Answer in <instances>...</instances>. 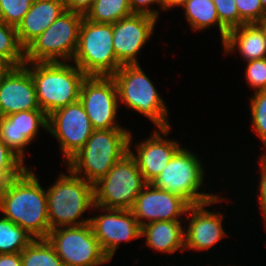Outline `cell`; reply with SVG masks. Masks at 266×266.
<instances>
[{
  "label": "cell",
  "mask_w": 266,
  "mask_h": 266,
  "mask_svg": "<svg viewBox=\"0 0 266 266\" xmlns=\"http://www.w3.org/2000/svg\"><path fill=\"white\" fill-rule=\"evenodd\" d=\"M113 24L95 23L85 17L72 61L86 76H112L122 65L112 44Z\"/></svg>",
  "instance_id": "obj_6"
},
{
  "label": "cell",
  "mask_w": 266,
  "mask_h": 266,
  "mask_svg": "<svg viewBox=\"0 0 266 266\" xmlns=\"http://www.w3.org/2000/svg\"><path fill=\"white\" fill-rule=\"evenodd\" d=\"M34 0H0L2 19L7 25L17 27L29 11Z\"/></svg>",
  "instance_id": "obj_29"
},
{
  "label": "cell",
  "mask_w": 266,
  "mask_h": 266,
  "mask_svg": "<svg viewBox=\"0 0 266 266\" xmlns=\"http://www.w3.org/2000/svg\"><path fill=\"white\" fill-rule=\"evenodd\" d=\"M250 114L253 131L262 141L266 150V90L256 91L250 97Z\"/></svg>",
  "instance_id": "obj_28"
},
{
  "label": "cell",
  "mask_w": 266,
  "mask_h": 266,
  "mask_svg": "<svg viewBox=\"0 0 266 266\" xmlns=\"http://www.w3.org/2000/svg\"><path fill=\"white\" fill-rule=\"evenodd\" d=\"M261 156L266 160V152L265 154H261Z\"/></svg>",
  "instance_id": "obj_43"
},
{
  "label": "cell",
  "mask_w": 266,
  "mask_h": 266,
  "mask_svg": "<svg viewBox=\"0 0 266 266\" xmlns=\"http://www.w3.org/2000/svg\"><path fill=\"white\" fill-rule=\"evenodd\" d=\"M22 266H64L47 239H34L20 252Z\"/></svg>",
  "instance_id": "obj_25"
},
{
  "label": "cell",
  "mask_w": 266,
  "mask_h": 266,
  "mask_svg": "<svg viewBox=\"0 0 266 266\" xmlns=\"http://www.w3.org/2000/svg\"><path fill=\"white\" fill-rule=\"evenodd\" d=\"M64 4V7L68 11L76 12L82 15L91 9V6L94 0H61Z\"/></svg>",
  "instance_id": "obj_36"
},
{
  "label": "cell",
  "mask_w": 266,
  "mask_h": 266,
  "mask_svg": "<svg viewBox=\"0 0 266 266\" xmlns=\"http://www.w3.org/2000/svg\"><path fill=\"white\" fill-rule=\"evenodd\" d=\"M261 24L266 28V14H265L264 20Z\"/></svg>",
  "instance_id": "obj_42"
},
{
  "label": "cell",
  "mask_w": 266,
  "mask_h": 266,
  "mask_svg": "<svg viewBox=\"0 0 266 266\" xmlns=\"http://www.w3.org/2000/svg\"><path fill=\"white\" fill-rule=\"evenodd\" d=\"M263 10L266 12V0H260Z\"/></svg>",
  "instance_id": "obj_41"
},
{
  "label": "cell",
  "mask_w": 266,
  "mask_h": 266,
  "mask_svg": "<svg viewBox=\"0 0 266 266\" xmlns=\"http://www.w3.org/2000/svg\"><path fill=\"white\" fill-rule=\"evenodd\" d=\"M131 14L130 0H94L84 17L95 23L114 24Z\"/></svg>",
  "instance_id": "obj_24"
},
{
  "label": "cell",
  "mask_w": 266,
  "mask_h": 266,
  "mask_svg": "<svg viewBox=\"0 0 266 266\" xmlns=\"http://www.w3.org/2000/svg\"><path fill=\"white\" fill-rule=\"evenodd\" d=\"M48 116L42 110H27L0 117V139L19 158L38 135L39 129L47 131ZM41 127V128H40Z\"/></svg>",
  "instance_id": "obj_19"
},
{
  "label": "cell",
  "mask_w": 266,
  "mask_h": 266,
  "mask_svg": "<svg viewBox=\"0 0 266 266\" xmlns=\"http://www.w3.org/2000/svg\"><path fill=\"white\" fill-rule=\"evenodd\" d=\"M67 170L68 175L61 173L46 189L50 230L90 223V217L80 218L94 207V186L69 168Z\"/></svg>",
  "instance_id": "obj_4"
},
{
  "label": "cell",
  "mask_w": 266,
  "mask_h": 266,
  "mask_svg": "<svg viewBox=\"0 0 266 266\" xmlns=\"http://www.w3.org/2000/svg\"><path fill=\"white\" fill-rule=\"evenodd\" d=\"M170 129L171 128H159V132L158 130L153 131L149 138L136 144L137 154L130 148L132 145L131 141H133L132 134H130L129 152L134 157L137 166L147 183L154 181L173 158L175 153L181 148V145L177 143V141L165 138L166 135L169 134Z\"/></svg>",
  "instance_id": "obj_18"
},
{
  "label": "cell",
  "mask_w": 266,
  "mask_h": 266,
  "mask_svg": "<svg viewBox=\"0 0 266 266\" xmlns=\"http://www.w3.org/2000/svg\"><path fill=\"white\" fill-rule=\"evenodd\" d=\"M0 266H22L20 253L0 254Z\"/></svg>",
  "instance_id": "obj_38"
},
{
  "label": "cell",
  "mask_w": 266,
  "mask_h": 266,
  "mask_svg": "<svg viewBox=\"0 0 266 266\" xmlns=\"http://www.w3.org/2000/svg\"><path fill=\"white\" fill-rule=\"evenodd\" d=\"M24 165V159H18L13 165L0 173V199L17 186L30 172Z\"/></svg>",
  "instance_id": "obj_30"
},
{
  "label": "cell",
  "mask_w": 266,
  "mask_h": 266,
  "mask_svg": "<svg viewBox=\"0 0 266 266\" xmlns=\"http://www.w3.org/2000/svg\"><path fill=\"white\" fill-rule=\"evenodd\" d=\"M93 209H101L105 213L90 217V225L100 247L110 260L121 242L141 238V226L131 210L105 209L96 205Z\"/></svg>",
  "instance_id": "obj_13"
},
{
  "label": "cell",
  "mask_w": 266,
  "mask_h": 266,
  "mask_svg": "<svg viewBox=\"0 0 266 266\" xmlns=\"http://www.w3.org/2000/svg\"><path fill=\"white\" fill-rule=\"evenodd\" d=\"M184 9L185 19L193 30H205L211 25H218L221 41L226 38L228 30L220 23L213 0H187L181 7Z\"/></svg>",
  "instance_id": "obj_23"
},
{
  "label": "cell",
  "mask_w": 266,
  "mask_h": 266,
  "mask_svg": "<svg viewBox=\"0 0 266 266\" xmlns=\"http://www.w3.org/2000/svg\"><path fill=\"white\" fill-rule=\"evenodd\" d=\"M148 183L130 152L94 186V205L105 209L131 210Z\"/></svg>",
  "instance_id": "obj_7"
},
{
  "label": "cell",
  "mask_w": 266,
  "mask_h": 266,
  "mask_svg": "<svg viewBox=\"0 0 266 266\" xmlns=\"http://www.w3.org/2000/svg\"><path fill=\"white\" fill-rule=\"evenodd\" d=\"M239 12V27L243 24L262 23L266 12L260 0H235Z\"/></svg>",
  "instance_id": "obj_31"
},
{
  "label": "cell",
  "mask_w": 266,
  "mask_h": 266,
  "mask_svg": "<svg viewBox=\"0 0 266 266\" xmlns=\"http://www.w3.org/2000/svg\"><path fill=\"white\" fill-rule=\"evenodd\" d=\"M245 79L256 91L266 90V58L247 61Z\"/></svg>",
  "instance_id": "obj_32"
},
{
  "label": "cell",
  "mask_w": 266,
  "mask_h": 266,
  "mask_svg": "<svg viewBox=\"0 0 266 266\" xmlns=\"http://www.w3.org/2000/svg\"><path fill=\"white\" fill-rule=\"evenodd\" d=\"M157 19L145 14H135L113 24L112 44L121 65L139 64L138 54L154 33Z\"/></svg>",
  "instance_id": "obj_14"
},
{
  "label": "cell",
  "mask_w": 266,
  "mask_h": 266,
  "mask_svg": "<svg viewBox=\"0 0 266 266\" xmlns=\"http://www.w3.org/2000/svg\"><path fill=\"white\" fill-rule=\"evenodd\" d=\"M224 52H240L245 61L266 58V28L261 23L243 24L228 31Z\"/></svg>",
  "instance_id": "obj_21"
},
{
  "label": "cell",
  "mask_w": 266,
  "mask_h": 266,
  "mask_svg": "<svg viewBox=\"0 0 266 266\" xmlns=\"http://www.w3.org/2000/svg\"><path fill=\"white\" fill-rule=\"evenodd\" d=\"M187 0H164V11H168L171 8L182 7Z\"/></svg>",
  "instance_id": "obj_39"
},
{
  "label": "cell",
  "mask_w": 266,
  "mask_h": 266,
  "mask_svg": "<svg viewBox=\"0 0 266 266\" xmlns=\"http://www.w3.org/2000/svg\"><path fill=\"white\" fill-rule=\"evenodd\" d=\"M202 166L195 153L181 147L151 184L184 198L190 205L206 203L218 194L199 192L205 174Z\"/></svg>",
  "instance_id": "obj_8"
},
{
  "label": "cell",
  "mask_w": 266,
  "mask_h": 266,
  "mask_svg": "<svg viewBox=\"0 0 266 266\" xmlns=\"http://www.w3.org/2000/svg\"><path fill=\"white\" fill-rule=\"evenodd\" d=\"M0 21H3L1 10H0Z\"/></svg>",
  "instance_id": "obj_44"
},
{
  "label": "cell",
  "mask_w": 266,
  "mask_h": 266,
  "mask_svg": "<svg viewBox=\"0 0 266 266\" xmlns=\"http://www.w3.org/2000/svg\"><path fill=\"white\" fill-rule=\"evenodd\" d=\"M140 64L122 65L111 77L115 80L119 103L149 118L159 129L171 128L164 100Z\"/></svg>",
  "instance_id": "obj_5"
},
{
  "label": "cell",
  "mask_w": 266,
  "mask_h": 266,
  "mask_svg": "<svg viewBox=\"0 0 266 266\" xmlns=\"http://www.w3.org/2000/svg\"><path fill=\"white\" fill-rule=\"evenodd\" d=\"M33 173L0 199V212L34 239H46L50 232L46 190Z\"/></svg>",
  "instance_id": "obj_3"
},
{
  "label": "cell",
  "mask_w": 266,
  "mask_h": 266,
  "mask_svg": "<svg viewBox=\"0 0 266 266\" xmlns=\"http://www.w3.org/2000/svg\"><path fill=\"white\" fill-rule=\"evenodd\" d=\"M84 15L66 10L26 49L25 62L71 61Z\"/></svg>",
  "instance_id": "obj_9"
},
{
  "label": "cell",
  "mask_w": 266,
  "mask_h": 266,
  "mask_svg": "<svg viewBox=\"0 0 266 266\" xmlns=\"http://www.w3.org/2000/svg\"><path fill=\"white\" fill-rule=\"evenodd\" d=\"M0 57L11 67H19L25 63V49L21 46L16 27L0 21Z\"/></svg>",
  "instance_id": "obj_27"
},
{
  "label": "cell",
  "mask_w": 266,
  "mask_h": 266,
  "mask_svg": "<svg viewBox=\"0 0 266 266\" xmlns=\"http://www.w3.org/2000/svg\"><path fill=\"white\" fill-rule=\"evenodd\" d=\"M10 65L0 57V79L10 69Z\"/></svg>",
  "instance_id": "obj_40"
},
{
  "label": "cell",
  "mask_w": 266,
  "mask_h": 266,
  "mask_svg": "<svg viewBox=\"0 0 266 266\" xmlns=\"http://www.w3.org/2000/svg\"><path fill=\"white\" fill-rule=\"evenodd\" d=\"M65 11L61 0H34L29 11L16 27L21 46L26 49Z\"/></svg>",
  "instance_id": "obj_20"
},
{
  "label": "cell",
  "mask_w": 266,
  "mask_h": 266,
  "mask_svg": "<svg viewBox=\"0 0 266 266\" xmlns=\"http://www.w3.org/2000/svg\"><path fill=\"white\" fill-rule=\"evenodd\" d=\"M18 159L0 139V173L13 165Z\"/></svg>",
  "instance_id": "obj_37"
},
{
  "label": "cell",
  "mask_w": 266,
  "mask_h": 266,
  "mask_svg": "<svg viewBox=\"0 0 266 266\" xmlns=\"http://www.w3.org/2000/svg\"><path fill=\"white\" fill-rule=\"evenodd\" d=\"M130 134L126 128L94 130L83 148L67 162V168L94 185L129 152Z\"/></svg>",
  "instance_id": "obj_2"
},
{
  "label": "cell",
  "mask_w": 266,
  "mask_h": 266,
  "mask_svg": "<svg viewBox=\"0 0 266 266\" xmlns=\"http://www.w3.org/2000/svg\"><path fill=\"white\" fill-rule=\"evenodd\" d=\"M182 221H156L141 227L146 245L161 253L173 254L185 250V227Z\"/></svg>",
  "instance_id": "obj_22"
},
{
  "label": "cell",
  "mask_w": 266,
  "mask_h": 266,
  "mask_svg": "<svg viewBox=\"0 0 266 266\" xmlns=\"http://www.w3.org/2000/svg\"><path fill=\"white\" fill-rule=\"evenodd\" d=\"M155 3L164 11V0H130L131 12L135 14H145L158 20V10L150 9L149 6Z\"/></svg>",
  "instance_id": "obj_34"
},
{
  "label": "cell",
  "mask_w": 266,
  "mask_h": 266,
  "mask_svg": "<svg viewBox=\"0 0 266 266\" xmlns=\"http://www.w3.org/2000/svg\"><path fill=\"white\" fill-rule=\"evenodd\" d=\"M260 183H259V193H258V205L261 209V214L263 221L266 222V160L260 156Z\"/></svg>",
  "instance_id": "obj_35"
},
{
  "label": "cell",
  "mask_w": 266,
  "mask_h": 266,
  "mask_svg": "<svg viewBox=\"0 0 266 266\" xmlns=\"http://www.w3.org/2000/svg\"><path fill=\"white\" fill-rule=\"evenodd\" d=\"M220 23L229 31L239 27V12L235 0H213Z\"/></svg>",
  "instance_id": "obj_33"
},
{
  "label": "cell",
  "mask_w": 266,
  "mask_h": 266,
  "mask_svg": "<svg viewBox=\"0 0 266 266\" xmlns=\"http://www.w3.org/2000/svg\"><path fill=\"white\" fill-rule=\"evenodd\" d=\"M79 101L95 130L124 128L117 122L118 90L111 76H87L81 86Z\"/></svg>",
  "instance_id": "obj_11"
},
{
  "label": "cell",
  "mask_w": 266,
  "mask_h": 266,
  "mask_svg": "<svg viewBox=\"0 0 266 266\" xmlns=\"http://www.w3.org/2000/svg\"><path fill=\"white\" fill-rule=\"evenodd\" d=\"M27 110H41L29 70L10 67L0 79V117Z\"/></svg>",
  "instance_id": "obj_17"
},
{
  "label": "cell",
  "mask_w": 266,
  "mask_h": 266,
  "mask_svg": "<svg viewBox=\"0 0 266 266\" xmlns=\"http://www.w3.org/2000/svg\"><path fill=\"white\" fill-rule=\"evenodd\" d=\"M94 130L79 100L48 115L47 131L60 143L64 163L83 148Z\"/></svg>",
  "instance_id": "obj_12"
},
{
  "label": "cell",
  "mask_w": 266,
  "mask_h": 266,
  "mask_svg": "<svg viewBox=\"0 0 266 266\" xmlns=\"http://www.w3.org/2000/svg\"><path fill=\"white\" fill-rule=\"evenodd\" d=\"M222 200V197L217 196L206 203L190 206L187 212L189 223L185 226V250H210L214 244L228 235L222 226L223 215L218 211L206 210V206Z\"/></svg>",
  "instance_id": "obj_16"
},
{
  "label": "cell",
  "mask_w": 266,
  "mask_h": 266,
  "mask_svg": "<svg viewBox=\"0 0 266 266\" xmlns=\"http://www.w3.org/2000/svg\"><path fill=\"white\" fill-rule=\"evenodd\" d=\"M190 206L184 198L148 183L137 196L131 211L142 227L156 221H181L180 217L187 214Z\"/></svg>",
  "instance_id": "obj_15"
},
{
  "label": "cell",
  "mask_w": 266,
  "mask_h": 266,
  "mask_svg": "<svg viewBox=\"0 0 266 266\" xmlns=\"http://www.w3.org/2000/svg\"><path fill=\"white\" fill-rule=\"evenodd\" d=\"M64 266H99L110 262L90 223L52 229L46 237Z\"/></svg>",
  "instance_id": "obj_10"
},
{
  "label": "cell",
  "mask_w": 266,
  "mask_h": 266,
  "mask_svg": "<svg viewBox=\"0 0 266 266\" xmlns=\"http://www.w3.org/2000/svg\"><path fill=\"white\" fill-rule=\"evenodd\" d=\"M70 64V61L23 64L33 79L39 107L47 116L79 100L87 76L78 66Z\"/></svg>",
  "instance_id": "obj_1"
},
{
  "label": "cell",
  "mask_w": 266,
  "mask_h": 266,
  "mask_svg": "<svg viewBox=\"0 0 266 266\" xmlns=\"http://www.w3.org/2000/svg\"><path fill=\"white\" fill-rule=\"evenodd\" d=\"M34 238L5 217L0 218V254L20 253Z\"/></svg>",
  "instance_id": "obj_26"
}]
</instances>
